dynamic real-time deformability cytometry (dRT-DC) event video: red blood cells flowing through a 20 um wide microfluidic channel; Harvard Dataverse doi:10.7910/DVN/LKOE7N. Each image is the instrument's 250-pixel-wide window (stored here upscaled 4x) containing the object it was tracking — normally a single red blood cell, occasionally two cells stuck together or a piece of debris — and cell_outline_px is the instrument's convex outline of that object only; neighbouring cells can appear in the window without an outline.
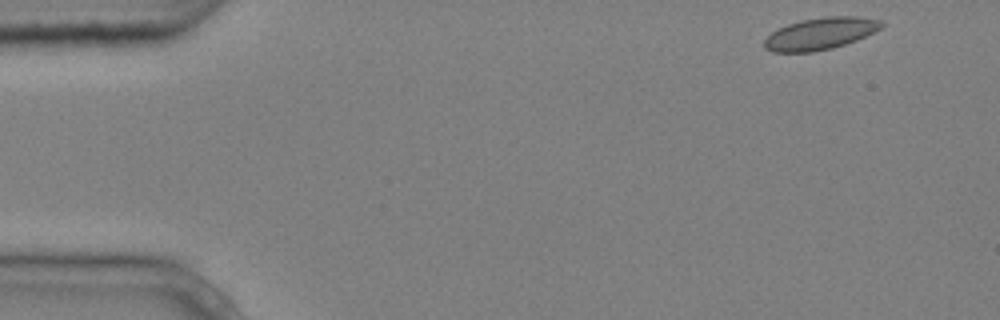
{"species": "common noctule bat (a hibernating species)", "species_latin": "Nyctalus noctula", "temperature_condition": "cold", "stored_images_in_passage": 6, "camera_frame_rate_fps": 3000, "um_per_image_px": 0.085, "animal": {"sex": "male", "body_mass_g": 20.4}, "frame": {"image": 1, "passage_image": 1, "time_ms": 0.0, "image_size_px": [1000, 320], "cell_outline_px": [[884, 24], [880, 28], [856, 40], [832, 48], [812, 52], [772, 52], [764, 48], [764, 40], [772, 32], [788, 24], [800, 20], [824, 16], [856, 16], [880, 20]], "centroid_in_image_um": [69.7, 2.85], "position_along_channel_um": 15.3, "area_um2": 21.62}}
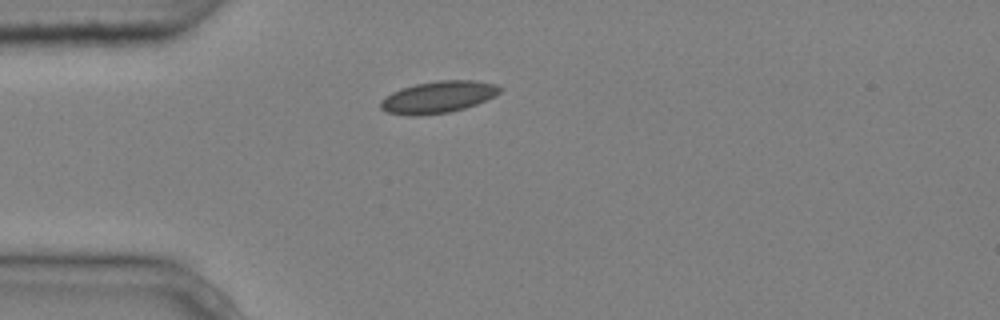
{"frame": {"image": 2, "passage_image": 3, "time_ms": 0.667, "image_size_px": [1000, 320], "cell_outline_px": [[504, 88], [496, 96], [476, 104], [464, 108], [448, 112], [416, 116], [412, 116], [388, 112], [380, 108], [380, 100], [384, 96], [400, 88], [416, 84], [440, 80], [472, 80], [496, 84]], "centroid_in_image_um": [37.24, 8.24], "position_along_channel_um": 47.8, "area_um2": 22.2}}
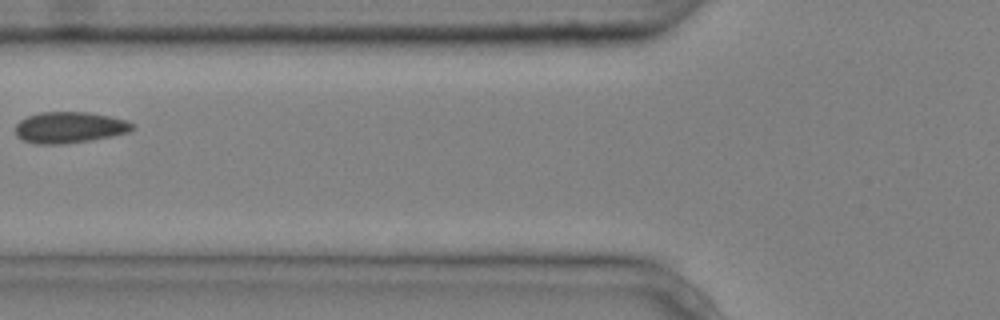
{"frame": {"image": 3, "passage_image": 5, "time_ms": 1.333, "image_size_px": [1000, 320], "cell_outline_px": [[136, 128], [128, 132], [112, 136], [64, 144], [36, 144], [24, 140], [16, 136], [16, 124], [20, 120], [28, 116], [40, 112], [88, 112], [128, 120]], "centroid_in_image_um": [5.91, 10.83], "position_along_channel_um": 119.9, "area_um2": 21.21}}